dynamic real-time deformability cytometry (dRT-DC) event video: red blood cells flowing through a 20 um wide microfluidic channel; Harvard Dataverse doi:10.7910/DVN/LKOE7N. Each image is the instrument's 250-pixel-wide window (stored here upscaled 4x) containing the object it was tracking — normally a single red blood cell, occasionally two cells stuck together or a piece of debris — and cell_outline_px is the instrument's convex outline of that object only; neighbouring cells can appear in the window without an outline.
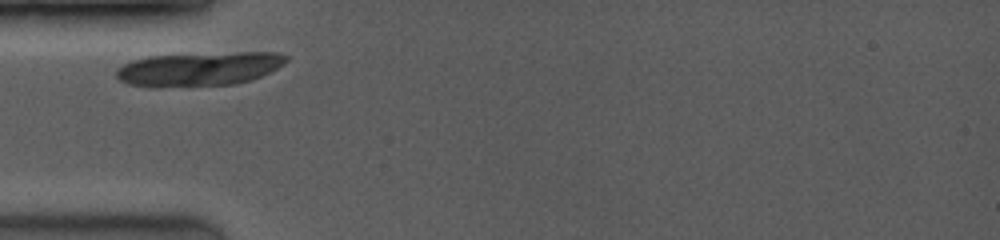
{"species": "common noctule bat (a hibernating species)", "species_latin": "Nyctalus noctula", "temperature_condition": "room temperature", "stored_images_in_passage": 3, "camera_frame_rate_fps": 3500, "um_per_image_px": 0.085, "animal": {"sex": "female", "body_mass_g": 19.0, "forearm_length_mm": 53.3}, "frame": {"image": 1, "passage_image": 1, "time_ms": 0.0, "image_size_px": [1000, 240], "cell_outline_px": [[288, 60], [284, 64], [252, 80], [232, 84], [152, 88], [128, 84], [120, 80], [116, 76], [116, 68], [132, 60], [148, 56], [236, 52], [276, 52], [288, 56]], "centroid_in_image_um": [16.89, 5.86], "position_along_channel_um": 68.1, "area_um2": 33.76}}
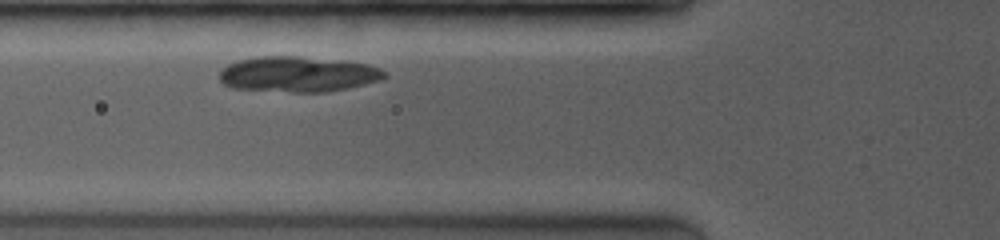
{"frame": {"image": 2, "passage_image": 2, "time_ms": 0.857, "image_size_px": [1000, 240], "cell_outline_px": [[388, 76], [380, 80], [344, 88], [324, 92], [292, 92], [232, 88], [224, 84], [220, 80], [220, 72], [228, 64], [240, 60], [256, 56], [300, 56], [368, 64], [380, 68], [388, 72]], "centroid_in_image_um": [25.32, 6.3], "position_along_channel_um": 100.5, "area_um2": 33.93}}